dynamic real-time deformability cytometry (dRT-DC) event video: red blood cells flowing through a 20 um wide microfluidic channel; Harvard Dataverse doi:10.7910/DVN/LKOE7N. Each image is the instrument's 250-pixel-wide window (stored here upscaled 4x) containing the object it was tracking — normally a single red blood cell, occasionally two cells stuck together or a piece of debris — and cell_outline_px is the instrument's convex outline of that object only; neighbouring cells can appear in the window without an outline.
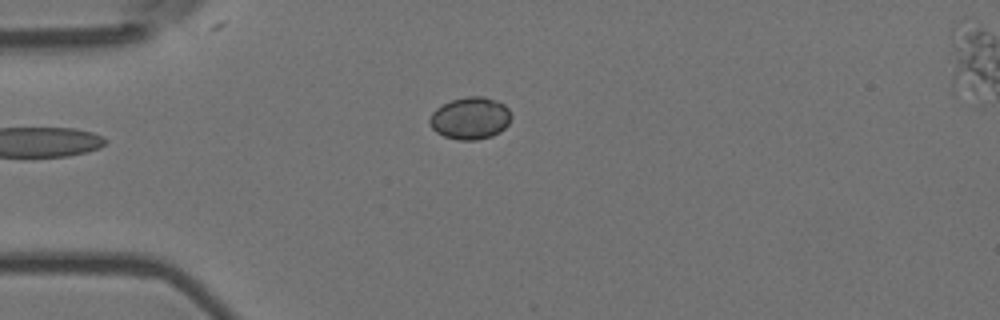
{"species": "Egyptian fruit bat (a non-hibernating species)", "species_latin": "Rousettus aegyptiacus", "temperature_condition": "room temperature", "stored_images_in_passage": 3, "camera_frame_rate_fps": 3000, "um_per_image_px": 0.085, "animal": {"sex": "female"}, "frame": {"image": 1, "passage_image": 3, "time_ms": 0.667, "image_size_px": [1000, 320], "cell_outline_px": [[512, 116], [508, 124], [500, 132], [492, 136], [476, 140], [460, 140], [444, 136], [436, 132], [432, 128], [428, 120], [432, 112], [436, 108], [452, 100], [468, 96], [484, 96], [496, 100], [504, 104], [508, 108]], "centroid_in_image_um": [39.98, 10.05], "position_along_channel_um": 45.0, "area_um2": 20.11}}